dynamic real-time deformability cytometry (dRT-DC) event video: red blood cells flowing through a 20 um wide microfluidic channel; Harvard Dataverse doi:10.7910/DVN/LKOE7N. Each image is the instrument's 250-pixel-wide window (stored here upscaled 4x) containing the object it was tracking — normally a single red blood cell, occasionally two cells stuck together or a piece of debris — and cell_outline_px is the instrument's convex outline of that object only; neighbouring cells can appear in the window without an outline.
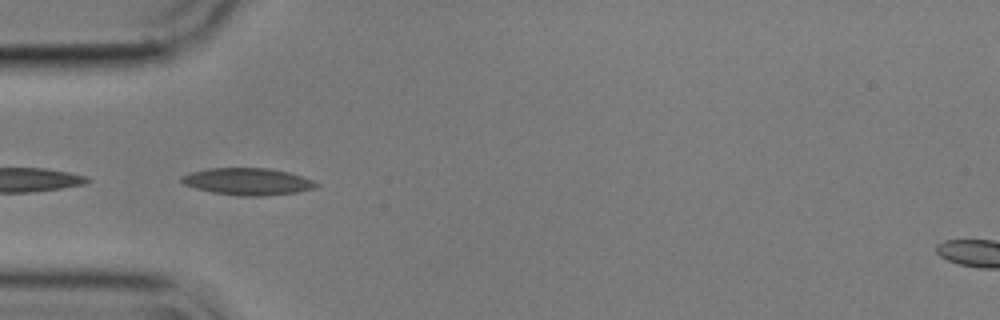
{"species": "common noctule bat (a hibernating species)", "species_latin": "Nyctalus noctula", "temperature_condition": "cold", "stored_images_in_passage": 33, "camera_frame_rate_fps": 3000, "um_per_image_px": 0.085, "animal": {"sex": "male", "body_mass_g": 17.9}, "frame": {"image": 1, "passage_image": 11, "time_ms": 3.333, "image_size_px": [1000, 320], "cell_outline_px": [[320, 184], [316, 188], [296, 192], [264, 196], [240, 196], [212, 192], [196, 188], [184, 184], [180, 180], [180, 176], [192, 172], [208, 168], [268, 168], [288, 172], [312, 180]], "centroid_in_image_um": [21.05, 15.43], "position_along_channel_um": 64.0, "area_um2": 21.1}}